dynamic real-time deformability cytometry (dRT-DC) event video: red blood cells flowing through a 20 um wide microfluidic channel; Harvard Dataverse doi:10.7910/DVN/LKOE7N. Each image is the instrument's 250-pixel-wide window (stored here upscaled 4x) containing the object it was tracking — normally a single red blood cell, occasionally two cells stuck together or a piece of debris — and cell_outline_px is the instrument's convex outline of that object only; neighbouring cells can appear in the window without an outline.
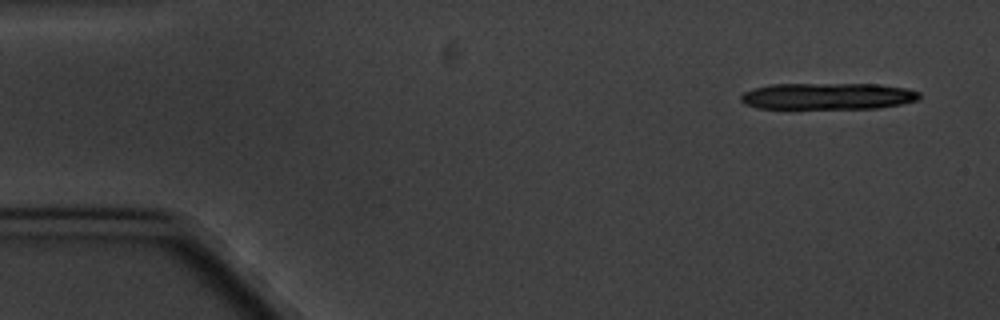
{"species": "common noctule bat (a hibernating species)", "species_latin": "Nyctalus noctula", "temperature_condition": "cold", "stored_images_in_passage": 5, "camera_frame_rate_fps": 3000, "um_per_image_px": 0.085, "animal": {"sex": "male", "body_mass_g": 20.1, "forearm_length_mm": 53.5}, "frame": {"image": 1, "passage_image": 1, "time_ms": 0.0, "image_size_px": [1000, 320], "cell_outline_px": [[920, 96], [916, 100], [900, 104], [880, 108], [788, 112], [756, 108], [744, 104], [740, 100], [740, 96], [744, 92], [752, 88], [772, 84], [880, 84], [904, 88], [920, 92]], "centroid_in_image_um": [70.22, 8.24], "position_along_channel_um": 14.8, "area_um2": 29.42}}